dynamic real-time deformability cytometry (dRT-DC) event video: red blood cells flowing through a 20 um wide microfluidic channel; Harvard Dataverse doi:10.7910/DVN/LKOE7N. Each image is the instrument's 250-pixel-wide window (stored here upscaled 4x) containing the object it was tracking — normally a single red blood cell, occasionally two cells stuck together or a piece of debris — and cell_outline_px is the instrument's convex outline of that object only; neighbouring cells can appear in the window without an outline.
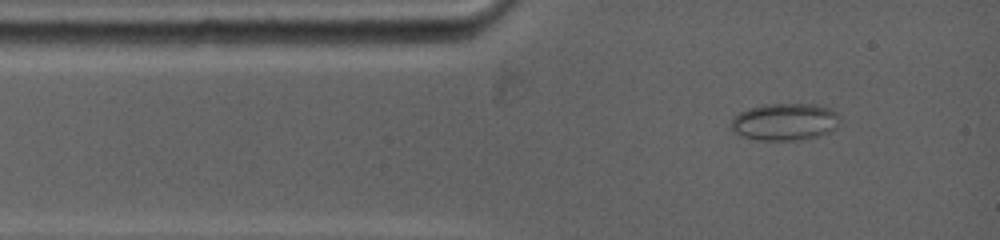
{"species": "common noctule bat (a hibernating species)", "species_latin": "Nyctalus noctula", "temperature_condition": "warm", "stored_images_in_passage": 65, "camera_frame_rate_fps": 5000, "um_per_image_px": 0.085, "animal": {"sex": "female", "body_mass_g": 19.0, "forearm_length_mm": 53.3}, "frame": {"image": 1, "passage_image": 3, "time_ms": 0.8, "image_size_px": [1000, 240], "cell_outline_px": [[840, 116], [836, 128], [828, 132], [816, 136], [796, 140], [756, 140], [740, 136], [732, 132], [728, 128], [732, 120], [740, 112], [748, 108], [764, 104], [816, 104], [832, 108]], "centroid_in_image_um": [66.67, 10.35], "position_along_channel_um": 18.3, "area_um2": 23.81}}
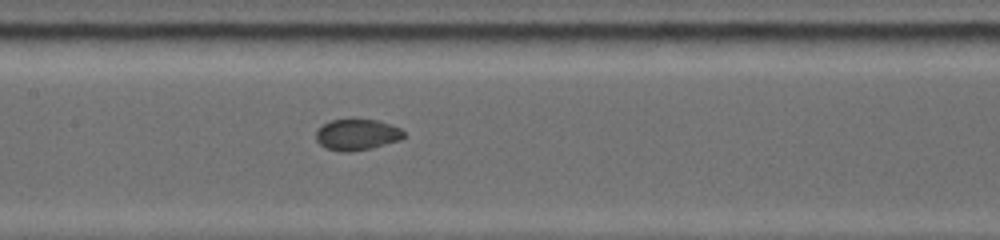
{"frame": {"image": 2, "passage_image": 21, "time_ms": 5.4, "image_size_px": [1000, 240], "cell_outline_px": [[404, 136], [400, 140], [372, 148], [352, 152], [340, 152], [324, 148], [316, 140], [316, 132], [324, 124], [332, 120], [352, 116], [376, 120], [400, 128], [404, 132]], "centroid_in_image_um": [30.32, 11.42], "position_along_channel_um": 177.1, "area_um2": 16.42}}
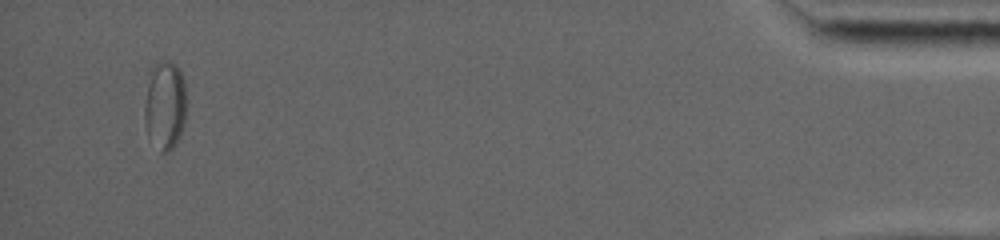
{"frame": {"image": 3, "passage_image": 55, "time_ms": 14.6, "image_size_px": [1000, 240], "cell_outline_px": [[184, 124], [180, 136], [176, 144], [168, 152], [160, 152], [148, 136], [144, 124], [144, 108], [148, 84], [152, 72], [156, 64], [164, 60], [168, 60], [176, 64], [184, 80]], "centroid_in_image_um": [14.01, 9.0], "position_along_channel_um": 421.2, "area_um2": 21.33}, "authors_computed_cell_mechanics": {"area_um2": 20.0566, "velocity_mm_per_s": 3.8899, "shape_relaxation_time_tau1_ms": null, "shape_relaxation_time_tau2_ms": 0.5637, "deformation_change_tau1": null, "deformation_change_tau2": 0.0341}}